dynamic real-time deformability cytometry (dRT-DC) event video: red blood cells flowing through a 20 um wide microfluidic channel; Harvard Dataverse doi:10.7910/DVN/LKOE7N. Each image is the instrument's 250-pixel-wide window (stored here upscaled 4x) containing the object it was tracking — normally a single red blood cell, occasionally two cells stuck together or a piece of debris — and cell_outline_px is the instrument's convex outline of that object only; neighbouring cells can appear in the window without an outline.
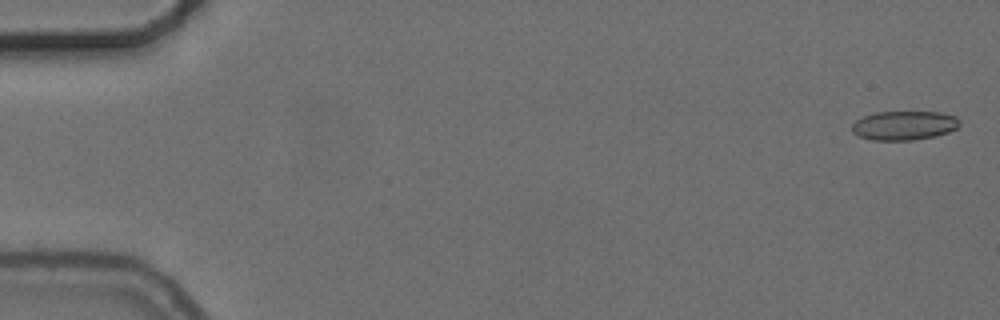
{"species": "common noctule bat (a hibernating species)", "species_latin": "Nyctalus noctula", "temperature_condition": "cold", "stored_images_in_passage": 56, "camera_frame_rate_fps": 3000, "um_per_image_px": 0.085, "animal": {"sex": "female", "body_mass_g": 24.6, "forearm_length_mm": 56.2}, "frame": {"image": 1, "passage_image": 2, "time_ms": 0.333, "image_size_px": [1000, 320], "cell_outline_px": [[960, 124], [956, 128], [948, 132], [936, 136], [912, 140], [872, 140], [860, 136], [852, 132], [852, 124], [856, 120], [864, 116], [876, 112], [940, 112], [956, 116], [960, 120]], "centroid_in_image_um": [76.86, 10.66], "position_along_channel_um": 8.1, "area_um2": 18.26}}
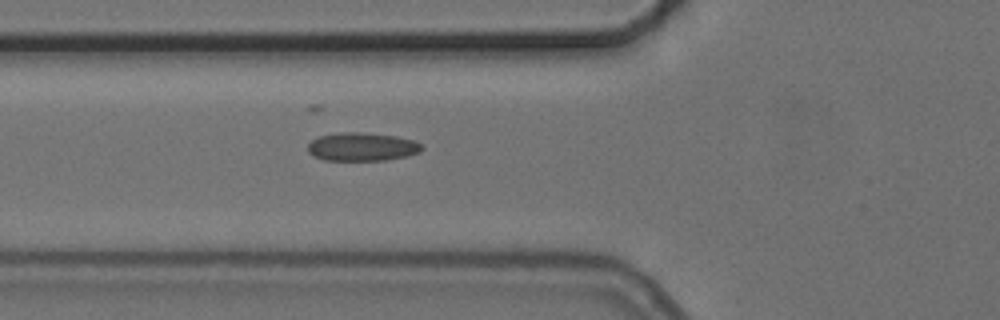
{"frame": {"image": 2, "passage_image": 21, "time_ms": 6.667, "image_size_px": [1000, 320], "cell_outline_px": [[424, 148], [420, 152], [408, 156], [384, 160], [324, 160], [312, 156], [308, 152], [308, 144], [312, 140], [320, 136], [340, 132], [360, 132], [396, 136], [412, 140], [420, 144]], "centroid_in_image_um": [30.76, 12.48], "position_along_channel_um": 95.0, "area_um2": 18.84}}
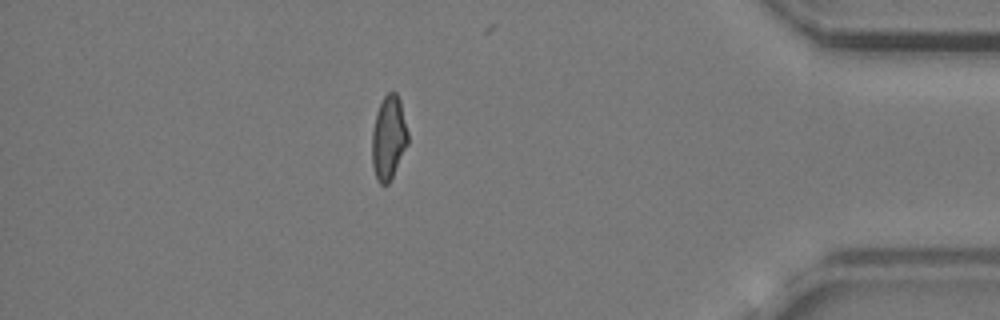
{"frame": {"image": 3, "passage_image": 49, "time_ms": 16.0, "image_size_px": [1000, 320], "cell_outline_px": [[408, 144], [388, 184], [380, 184], [376, 180], [372, 164], [372, 132], [376, 112], [384, 96], [388, 92], [396, 92], [400, 100], [408, 132]], "centroid_in_image_um": [33.02, 11.71], "position_along_channel_um": 402.2, "area_um2": 17.51}, "authors_computed_cell_mechanics": {"area_um2": 18.2648, "velocity_mm_per_s": 3.7402, "shape_relaxation_time_tau1_ms": null, "shape_relaxation_time_tau2_ms": 1.9108, "deformation_change_tau1": null, "deformation_change_tau2": 0.0846}}